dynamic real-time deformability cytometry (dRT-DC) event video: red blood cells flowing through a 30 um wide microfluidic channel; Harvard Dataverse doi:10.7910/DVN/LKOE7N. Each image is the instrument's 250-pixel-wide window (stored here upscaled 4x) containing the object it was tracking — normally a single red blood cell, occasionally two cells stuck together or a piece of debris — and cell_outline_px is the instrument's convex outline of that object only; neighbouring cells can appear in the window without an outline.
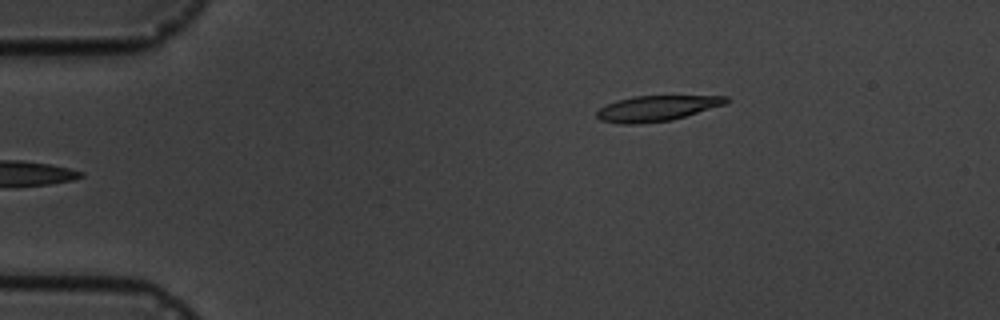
{"species": "common noctule bat (a hibernating species)", "species_latin": "Nyctalus noctula", "temperature_condition": "cold", "stored_images_in_passage": 6, "camera_frame_rate_fps": 3000, "um_per_image_px": 0.085, "animal": {"sex": "male", "body_mass_g": 19.5, "forearm_length_mm": 54.6}, "frame": {"image": 1, "passage_image": 6, "time_ms": 5.667, "image_size_px": [1000, 320], "cell_outline_px": [[732, 100], [724, 104], [672, 120], [640, 124], [620, 124], [600, 120], [596, 116], [596, 112], [600, 108], [616, 100], [636, 96], [728, 96]], "centroid_in_image_um": [55.8, 9.21], "position_along_channel_um": 29.2, "area_um2": 19.13}}